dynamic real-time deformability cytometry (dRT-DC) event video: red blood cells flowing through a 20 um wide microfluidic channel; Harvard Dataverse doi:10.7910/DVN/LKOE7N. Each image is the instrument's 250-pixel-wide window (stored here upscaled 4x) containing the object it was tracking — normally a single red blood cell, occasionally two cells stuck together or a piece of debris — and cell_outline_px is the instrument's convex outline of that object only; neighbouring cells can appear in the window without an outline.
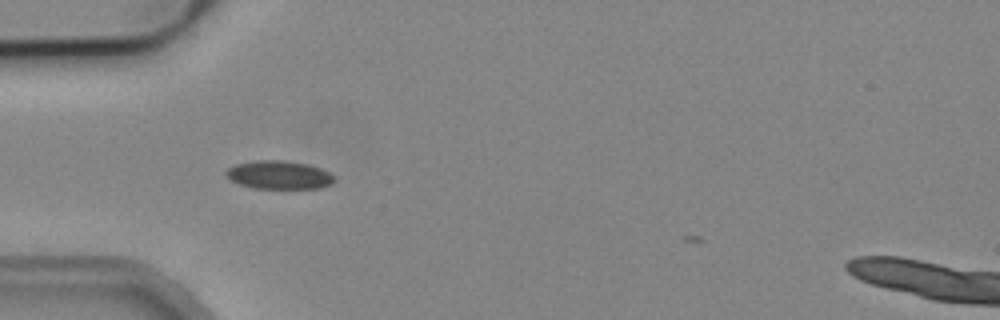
{"species": "common noctule bat (a hibernating species)", "species_latin": "Nyctalus noctula", "temperature_condition": "cold", "stored_images_in_passage": 40, "camera_frame_rate_fps": 3000, "um_per_image_px": 0.085, "animal": {"sex": "male", "body_mass_g": 19.2, "forearm_length_mm": 51.8}, "frame": {"image": 1, "passage_image": 8, "time_ms": 2.333, "image_size_px": [1000, 320], "cell_outline_px": [[336, 180], [332, 184], [320, 188], [252, 188], [240, 184], [224, 176], [224, 172], [228, 168], [236, 164], [256, 160], [284, 160], [308, 164], [320, 168], [336, 176]], "centroid_in_image_um": [23.73, 14.86], "position_along_channel_um": 61.3, "area_um2": 18.03}}
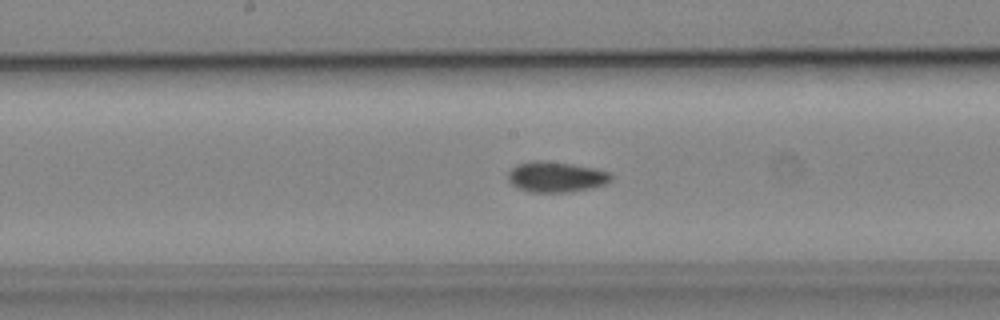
{"frame": {"image": 2, "passage_image": 19, "time_ms": 6.0, "image_size_px": [1000, 320], "cell_outline_px": [[612, 180], [604, 184], [592, 188], [568, 192], [528, 192], [516, 188], [508, 180], [508, 172], [516, 164], [532, 160], [540, 160], [572, 164], [592, 168], [608, 172], [612, 176]], "centroid_in_image_um": [47.22, 15.04], "position_along_channel_um": 201.0, "area_um2": 18.38}}
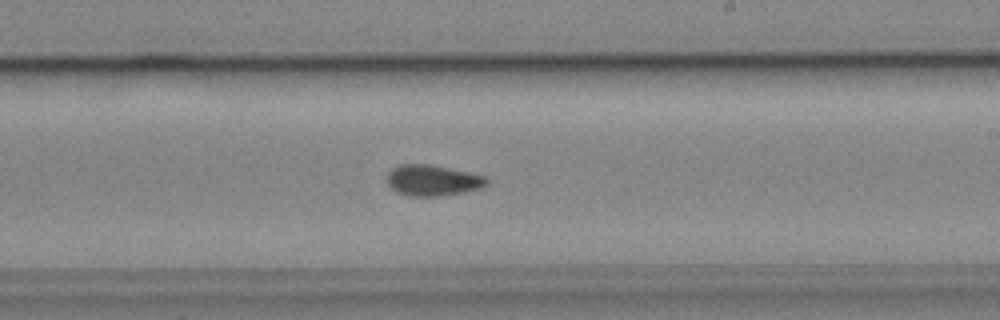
{"frame": {"image": 3, "passage_image": 23, "time_ms": 7.333, "image_size_px": [1000, 320], "cell_outline_px": [[488, 184], [480, 188], [464, 192], [440, 196], [408, 196], [396, 192], [388, 184], [388, 172], [392, 168], [400, 164], [428, 164], [448, 168], [484, 176], [488, 180]], "centroid_in_image_um": [36.75, 15.34], "position_along_channel_um": 252.3, "area_um2": 17.8}}